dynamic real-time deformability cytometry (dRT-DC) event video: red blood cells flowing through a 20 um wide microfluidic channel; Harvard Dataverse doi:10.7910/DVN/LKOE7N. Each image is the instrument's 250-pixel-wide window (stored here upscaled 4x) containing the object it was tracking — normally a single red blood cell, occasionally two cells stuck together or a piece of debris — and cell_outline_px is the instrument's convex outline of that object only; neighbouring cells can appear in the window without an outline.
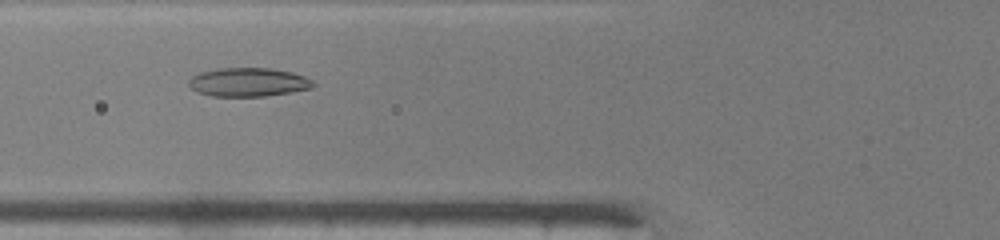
{"species": "common noctule bat (a hibernating species)", "species_latin": "Nyctalus noctula", "temperature_condition": "warm", "stored_images_in_passage": 32, "camera_frame_rate_fps": 3000, "um_per_image_px": 0.085, "animal": {"sex": "male", "body_mass_g": 19.0, "forearm_length_mm": 50.8}, "frame": {"image": 1, "passage_image": 3, "time_ms": 0.667, "image_size_px": [1000, 240], "cell_outline_px": [[316, 84], [312, 88], [292, 92], [264, 96], [212, 96], [196, 92], [188, 84], [188, 80], [192, 76], [200, 72], [216, 68], [272, 68], [292, 72], [304, 76], [312, 80]], "centroid_in_image_um": [21.1, 6.98], "position_along_channel_um": 104.7, "area_um2": 20.98}}
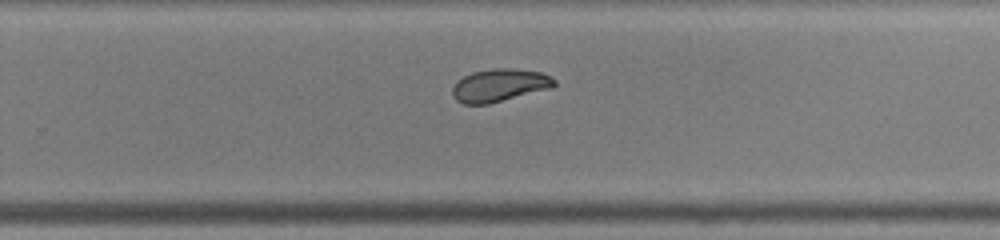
{"frame": {"image": 2, "passage_image": 16, "time_ms": 5.0, "image_size_px": [1000, 240], "cell_outline_px": [[556, 84], [552, 88], [488, 104], [464, 104], [456, 100], [452, 96], [452, 88], [456, 80], [472, 72], [492, 68], [512, 68], [540, 72], [552, 76], [556, 80]], "centroid_in_image_um": [42.45, 7.24], "position_along_channel_um": 287.3, "area_um2": 19.65}}
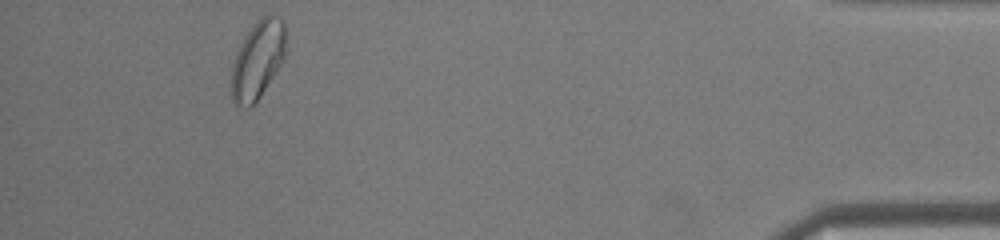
{"frame": {"image": 3, "passage_image": 29, "time_ms": 9.333, "image_size_px": [1000, 240], "cell_outline_px": [[288, 52], [284, 60], [252, 108], [244, 108], [236, 104], [232, 100], [232, 60], [244, 36], [256, 20], [260, 16], [268, 12], [280, 16], [284, 20]], "centroid_in_image_um": [21.95, 5.02], "position_along_channel_um": 413.2, "area_um2": 25.66}}